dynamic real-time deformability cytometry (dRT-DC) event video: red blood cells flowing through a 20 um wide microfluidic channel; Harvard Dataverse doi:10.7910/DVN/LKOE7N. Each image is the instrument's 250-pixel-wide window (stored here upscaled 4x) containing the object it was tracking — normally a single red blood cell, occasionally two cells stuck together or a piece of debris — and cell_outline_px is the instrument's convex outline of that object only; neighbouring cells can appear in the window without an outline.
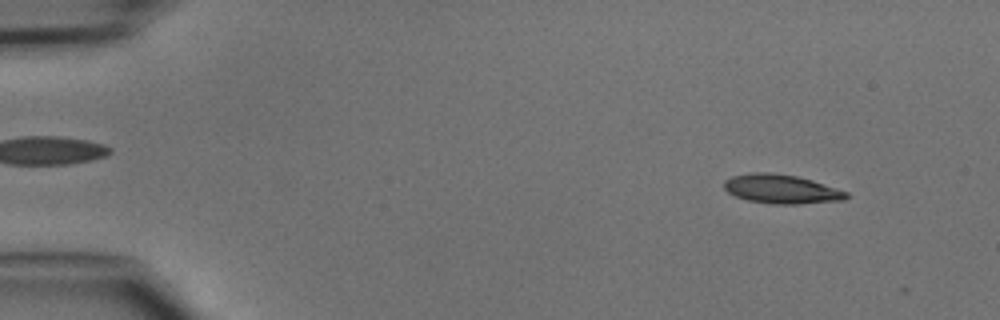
{"species": "common noctule bat (a hibernating species)", "species_latin": "Nyctalus noctula", "temperature_condition": "cold", "stored_images_in_passage": 6, "camera_frame_rate_fps": 3000, "um_per_image_px": 0.085, "animal": {"sex": "male", "body_mass_g": 15.6}, "frame": {"image": 1, "passage_image": 4, "time_ms": 1.0, "image_size_px": [1000, 320], "cell_outline_px": [[852, 196], [844, 200], [796, 204], [772, 204], [748, 200], [736, 196], [728, 192], [724, 188], [724, 180], [732, 176], [752, 172], [768, 172], [796, 176], [812, 180], [848, 192]], "centroid_in_image_um": [66.43, 16.07], "position_along_channel_um": 18.6, "area_um2": 20.69}}